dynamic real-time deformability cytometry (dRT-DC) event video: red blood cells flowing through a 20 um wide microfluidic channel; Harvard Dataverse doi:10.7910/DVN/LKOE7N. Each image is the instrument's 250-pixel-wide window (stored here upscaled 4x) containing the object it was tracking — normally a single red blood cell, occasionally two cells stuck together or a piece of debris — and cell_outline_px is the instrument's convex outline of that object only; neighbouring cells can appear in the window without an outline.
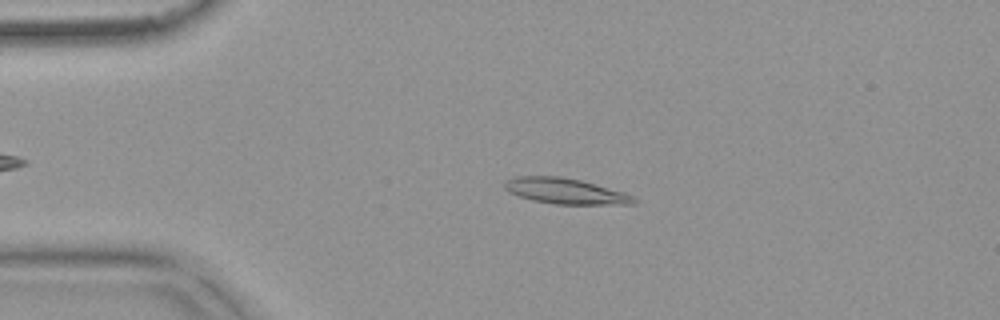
{"species": "common noctule bat (a hibernating species)", "species_latin": "Nyctalus noctula", "temperature_condition": "warm", "stored_images_in_passage": 47, "camera_frame_rate_fps": 3000, "um_per_image_px": 0.085, "animal": {"sex": "female", "body_mass_g": 18.4}, "frame": {"image": 1, "passage_image": 11, "time_ms": 3.333, "image_size_px": [1000, 320], "cell_outline_px": [[636, 204], [556, 204], [532, 200], [508, 192], [504, 188], [504, 184], [512, 176], [560, 176], [580, 180], [624, 192], [632, 196], [636, 200]], "centroid_in_image_um": [48.03, 16.24], "position_along_channel_um": 37.0, "area_um2": 19.19}}
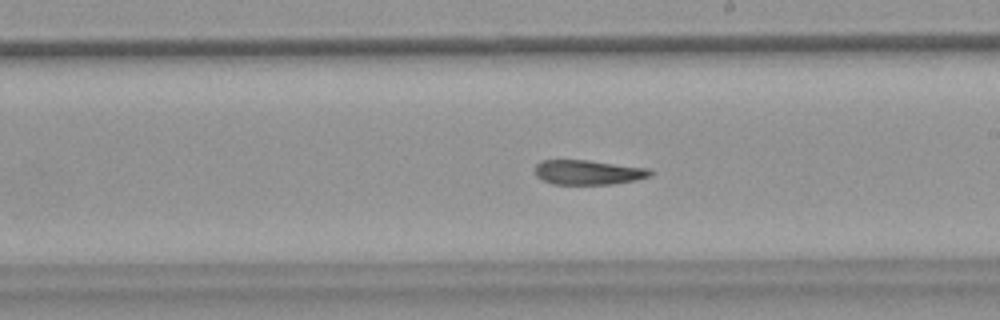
{"frame": {"image": 2, "passage_image": 30, "time_ms": 9.667, "image_size_px": [1000, 320], "cell_outline_px": [[652, 176], [636, 180], [612, 184], [552, 184], [536, 176], [532, 168], [540, 160], [588, 160], [652, 168]], "centroid_in_image_um": [50.0, 14.64], "position_along_channel_um": 239.0, "area_um2": 16.88}}
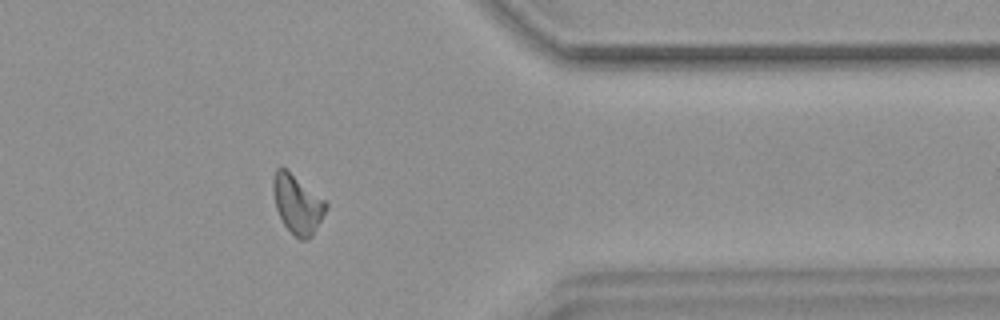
{"frame": {"image": 3, "passage_image": 43, "time_ms": 14.0, "image_size_px": [1000, 320], "cell_outline_px": [[328, 208], [312, 236], [308, 240], [300, 240], [284, 224], [276, 208], [272, 192], [272, 176], [276, 168], [280, 164], [324, 200], [328, 204]], "centroid_in_image_um": [25.25, 17.33], "position_along_channel_um": 386.1, "area_um2": 18.03}, "authors_computed_cell_mechanics": {"area_um2": 18.1492, "velocity_mm_per_s": 3.7488, "shape_relaxation_time_tau1_ms": null, "shape_relaxation_time_tau2_ms": 7.0869, "deformation_change_tau1": null, "deformation_change_tau2": 0.1746}}